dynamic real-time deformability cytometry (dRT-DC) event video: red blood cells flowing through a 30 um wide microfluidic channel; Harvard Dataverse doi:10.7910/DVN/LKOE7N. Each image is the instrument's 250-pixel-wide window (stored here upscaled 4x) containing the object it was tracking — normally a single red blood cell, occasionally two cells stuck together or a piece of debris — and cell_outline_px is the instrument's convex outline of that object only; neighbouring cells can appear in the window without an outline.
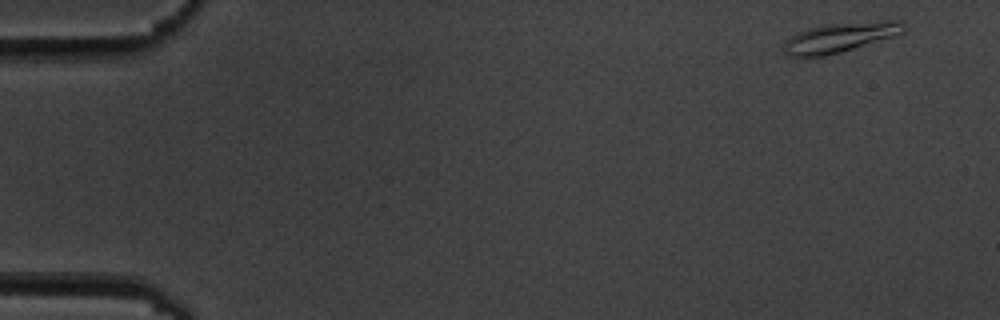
{"species": "common noctule bat (a hibernating species)", "species_latin": "Nyctalus noctula", "temperature_condition": "cold", "stored_images_in_passage": 5, "camera_frame_rate_fps": 3000, "um_per_image_px": 0.085, "animal": {"sex": "male", "body_mass_g": 19.5, "forearm_length_mm": 54.6}, "frame": {"image": 1, "passage_image": 1, "time_ms": 0.0, "image_size_px": [1000, 320], "cell_outline_px": [[904, 32], [892, 36], [840, 52], [824, 56], [788, 56], [784, 52], [784, 40], [796, 32], [808, 28], [824, 24], [888, 20], [904, 20]], "centroid_in_image_um": [71.36, 3.16], "position_along_channel_um": 13.6, "area_um2": 20.63}}
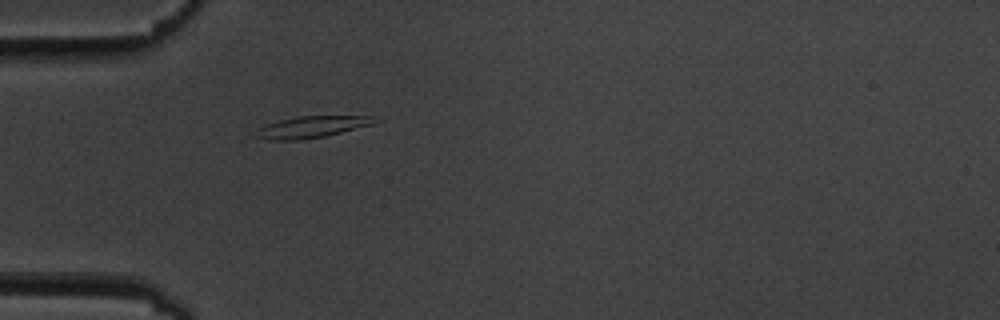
{"frame": {"image": 2, "passage_image": 5, "time_ms": 4.667, "image_size_px": [1000, 320], "cell_outline_px": [[384, 120], [372, 124], [324, 136], [300, 140], [268, 140], [252, 136], [256, 128], [280, 120], [300, 116], [372, 116]], "centroid_in_image_um": [26.46, 10.79], "position_along_channel_um": 58.5, "area_um2": 14.97}}